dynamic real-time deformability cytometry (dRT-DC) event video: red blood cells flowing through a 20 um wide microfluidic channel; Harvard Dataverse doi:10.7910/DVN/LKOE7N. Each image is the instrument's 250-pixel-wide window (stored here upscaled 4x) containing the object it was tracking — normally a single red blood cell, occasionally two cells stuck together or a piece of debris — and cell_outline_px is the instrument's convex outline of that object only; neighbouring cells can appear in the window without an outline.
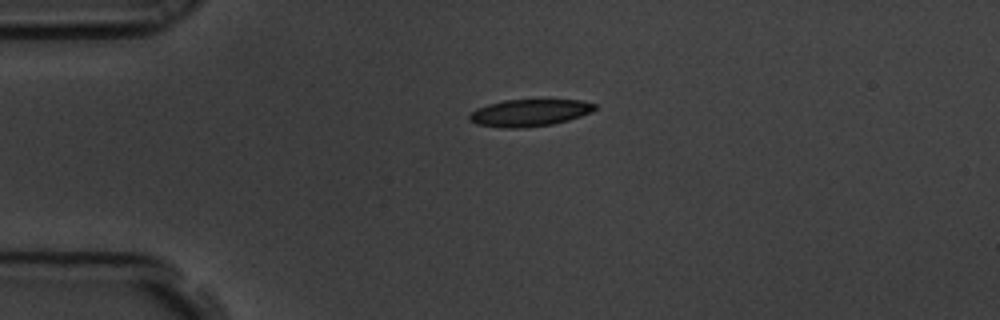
{"species": "common noctule bat (a hibernating species)", "species_latin": "Nyctalus noctula", "temperature_condition": "room temperature", "stored_images_in_passage": 3, "camera_frame_rate_fps": 3000, "um_per_image_px": 0.085, "animal": {"sex": "male", "body_mass_g": 19.5, "forearm_length_mm": 54.6}, "frame": {"image": 1, "passage_image": 1, "time_ms": 0.0, "image_size_px": [1000, 320], "cell_outline_px": [[596, 108], [592, 112], [568, 120], [552, 124], [524, 128], [504, 128], [476, 124], [468, 120], [468, 116], [476, 108], [488, 104], [504, 100], [580, 100], [596, 104]], "centroid_in_image_um": [44.98, 9.59], "position_along_channel_um": 40.0, "area_um2": 19.77}}
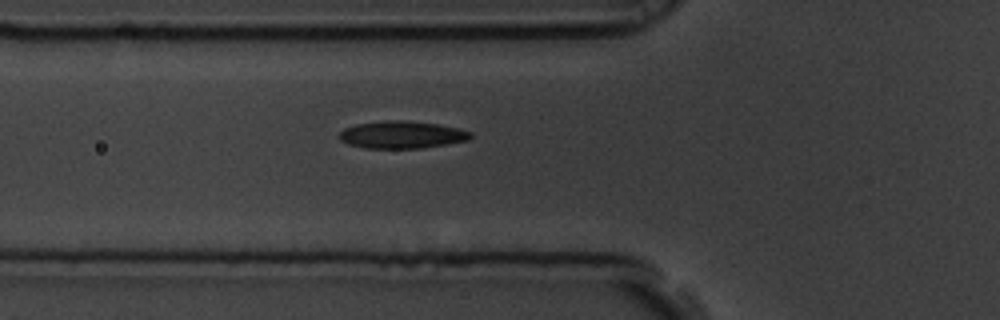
{"frame": {"image": 2, "passage_image": 3, "time_ms": 0.667, "image_size_px": [1000, 320], "cell_outline_px": [[472, 136], [468, 140], [424, 148], [364, 148], [348, 144], [340, 140], [340, 132], [344, 128], [356, 124], [384, 120], [400, 120], [436, 124], [456, 128], [472, 132]], "centroid_in_image_um": [34.13, 11.46], "position_along_channel_um": 91.7, "area_um2": 20.81}}